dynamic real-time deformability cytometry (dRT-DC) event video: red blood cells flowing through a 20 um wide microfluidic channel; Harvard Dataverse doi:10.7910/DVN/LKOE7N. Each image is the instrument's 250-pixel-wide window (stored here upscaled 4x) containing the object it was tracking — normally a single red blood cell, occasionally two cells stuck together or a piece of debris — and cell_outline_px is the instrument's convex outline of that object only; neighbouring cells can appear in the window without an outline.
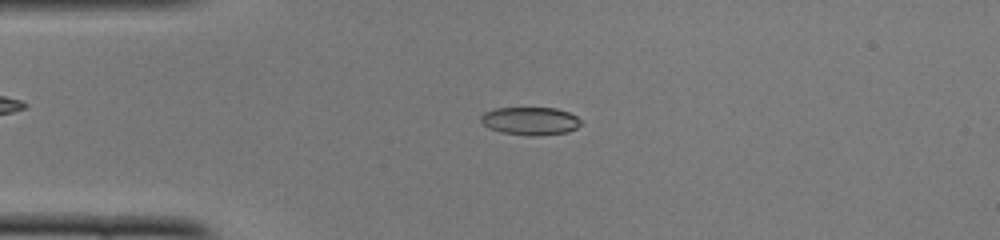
{"species": "common noctule bat (a hibernating species)", "species_latin": "Nyctalus noctula", "temperature_condition": "cold", "stored_images_in_passage": 48, "camera_frame_rate_fps": 3000, "um_per_image_px": 0.085, "animal": {"sex": "female", "body_mass_g": 22.0, "forearm_length_mm": 56.7}, "frame": {"image": 1, "passage_image": 11, "time_ms": 3.333, "image_size_px": [1000, 240], "cell_outline_px": [[580, 124], [576, 128], [568, 132], [536, 136], [528, 136], [500, 132], [488, 128], [480, 120], [480, 116], [484, 112], [496, 108], [556, 108], [568, 112], [576, 116], [580, 120]], "centroid_in_image_um": [45.05, 10.29], "position_along_channel_um": 40.0, "area_um2": 16.36}}
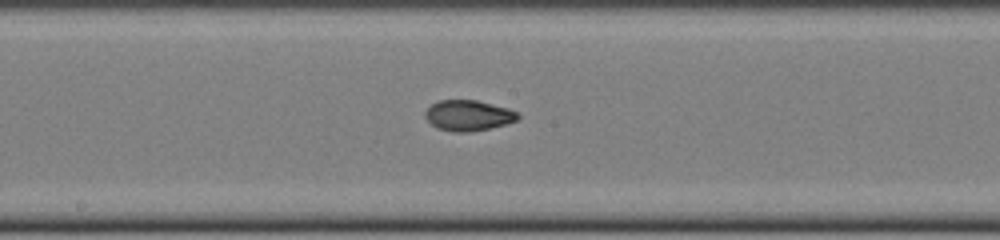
{"frame": {"image": 2, "passage_image": 25, "time_ms": 8.0, "image_size_px": [1000, 240], "cell_outline_px": [[520, 116], [516, 120], [504, 124], [472, 132], [452, 132], [436, 128], [424, 116], [424, 112], [432, 104], [440, 100], [476, 100], [508, 108], [520, 112]], "centroid_in_image_um": [39.8, 9.81], "position_along_channel_um": 208.4, "area_um2": 16.53}}
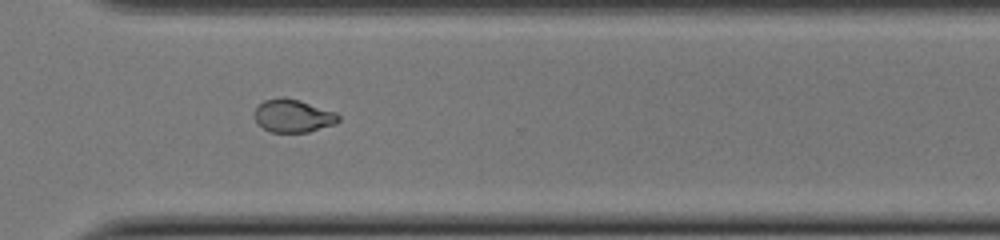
{"frame": {"image": 3, "passage_image": 35, "time_ms": 11.333, "image_size_px": [1000, 240], "cell_outline_px": [[340, 120], [336, 124], [308, 132], [272, 132], [264, 128], [256, 120], [256, 108], [264, 100], [280, 96], [284, 96], [300, 100], [336, 112], [340, 116]], "centroid_in_image_um": [24.96, 9.83], "position_along_channel_um": 345.6, "area_um2": 16.13}, "authors_computed_cell_mechanics": {"area_um2": 16.5308, "velocity_mm_per_s": 4.1148, "shape_relaxation_time_tau1_ms": null, "shape_relaxation_time_tau2_ms": 1.728, "deformation_change_tau1": null, "deformation_change_tau2": 0.0577}}